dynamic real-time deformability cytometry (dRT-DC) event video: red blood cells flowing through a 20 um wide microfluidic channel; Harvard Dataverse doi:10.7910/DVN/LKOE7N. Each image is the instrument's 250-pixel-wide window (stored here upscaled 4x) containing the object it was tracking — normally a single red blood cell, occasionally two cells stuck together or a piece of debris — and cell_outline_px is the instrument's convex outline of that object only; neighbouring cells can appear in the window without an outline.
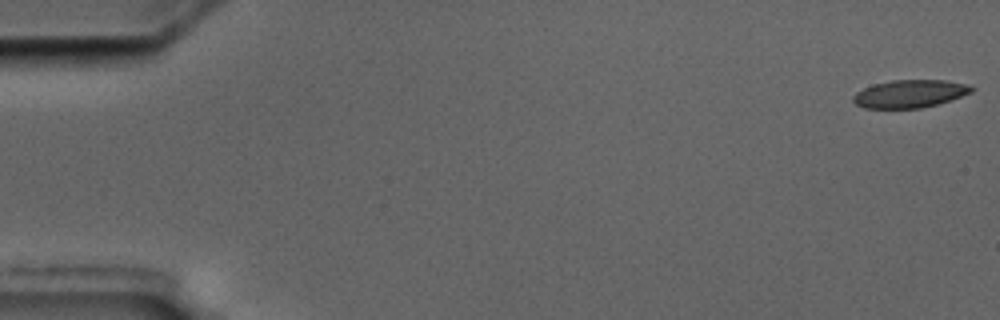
{"species": "common noctule bat (a hibernating species)", "species_latin": "Nyctalus noctula", "temperature_condition": "cold", "stored_images_in_passage": 5, "camera_frame_rate_fps": 3000, "um_per_image_px": 0.085, "animal": {"sex": "male", "body_mass_g": 17.5, "forearm_length_mm": 52.3}, "frame": {"image": 1, "passage_image": 1, "time_ms": 0.0, "image_size_px": [1000, 320], "cell_outline_px": [[976, 88], [972, 92], [936, 104], [920, 108], [864, 108], [856, 104], [852, 100], [852, 96], [856, 92], [864, 88], [876, 84], [892, 80], [944, 80], [968, 84]], "centroid_in_image_um": [77.33, 7.96], "position_along_channel_um": 7.7, "area_um2": 19.02}}